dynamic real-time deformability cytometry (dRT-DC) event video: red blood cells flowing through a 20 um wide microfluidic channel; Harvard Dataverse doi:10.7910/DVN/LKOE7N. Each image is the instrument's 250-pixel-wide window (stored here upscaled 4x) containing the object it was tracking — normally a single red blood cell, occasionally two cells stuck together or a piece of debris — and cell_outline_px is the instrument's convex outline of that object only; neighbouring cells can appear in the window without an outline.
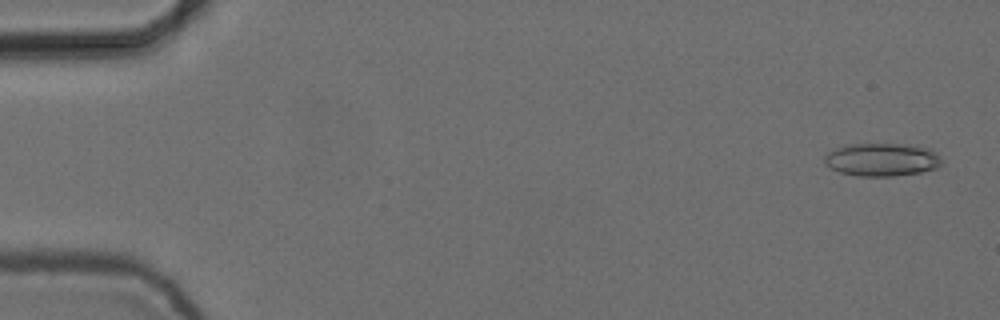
{"species": "common noctule bat (a hibernating species)", "species_latin": "Nyctalus noctula", "temperature_condition": "cold", "stored_images_in_passage": 6, "camera_frame_rate_fps": 3000, "um_per_image_px": 0.085, "animal": {"sex": "female", "body_mass_g": 24.6, "forearm_length_mm": 56.2}, "frame": {"image": 1, "passage_image": 1, "time_ms": 0.0, "image_size_px": [1000, 320], "cell_outline_px": [[940, 164], [936, 168], [920, 172], [892, 176], [860, 176], [840, 172], [824, 164], [824, 156], [828, 152], [836, 148], [852, 144], [916, 144], [936, 152], [940, 156]], "centroid_in_image_um": [74.96, 13.56], "position_along_channel_um": 10.0, "area_um2": 22.48}}
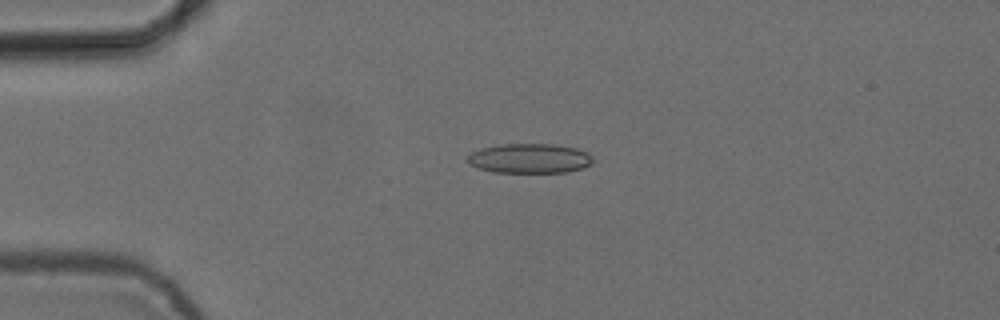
{"frame": {"image": 2, "passage_image": 4, "time_ms": 1.0, "image_size_px": [1000, 320], "cell_outline_px": [[592, 164], [584, 168], [568, 172], [492, 172], [476, 168], [468, 164], [468, 156], [472, 152], [480, 148], [500, 144], [556, 144], [576, 148], [588, 152], [592, 156]], "centroid_in_image_um": [45.02, 13.46], "position_along_channel_um": 40.0, "area_um2": 21.91}}
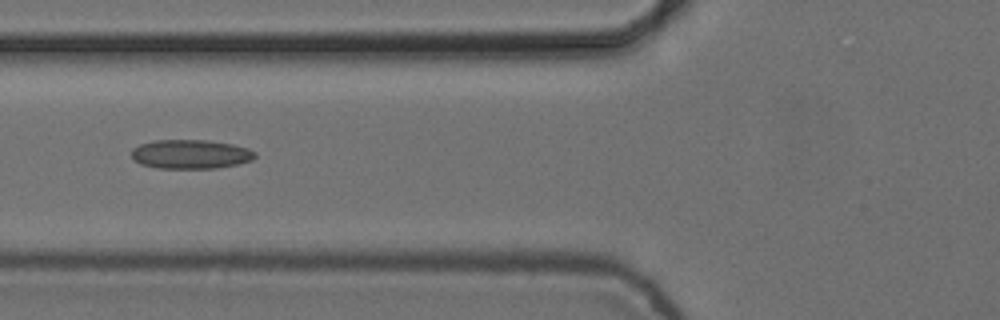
{"frame": {"image": 3, "passage_image": 6, "time_ms": 1.667, "image_size_px": [1000, 320], "cell_outline_px": [[256, 156], [252, 160], [236, 164], [216, 168], [156, 168], [140, 164], [132, 156], [132, 148], [140, 144], [156, 140], [208, 140], [232, 144], [248, 148], [256, 152]], "centroid_in_image_um": [16.21, 13.1], "position_along_channel_um": 109.6, "area_um2": 20.92}}